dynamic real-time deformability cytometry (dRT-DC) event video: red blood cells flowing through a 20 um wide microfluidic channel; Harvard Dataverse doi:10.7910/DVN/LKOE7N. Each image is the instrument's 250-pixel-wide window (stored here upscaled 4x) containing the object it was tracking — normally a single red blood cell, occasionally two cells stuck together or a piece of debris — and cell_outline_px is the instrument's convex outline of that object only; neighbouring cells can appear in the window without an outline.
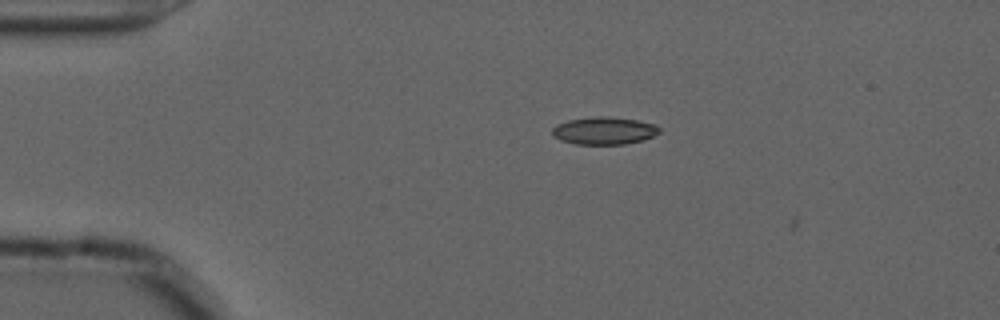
{"species": "common noctule bat (a hibernating species)", "species_latin": "Nyctalus noctula", "temperature_condition": "cold", "stored_images_in_passage": 6, "camera_frame_rate_fps": 3000, "um_per_image_px": 0.085, "animal": {"sex": "male", "forearm_length_mm": 52.5}, "frame": {"image": 1, "passage_image": 5, "time_ms": 1.333, "image_size_px": [1000, 320], "cell_outline_px": [[660, 132], [644, 140], [624, 144], [576, 144], [560, 140], [552, 136], [552, 128], [556, 124], [568, 120], [596, 116], [608, 116], [636, 120], [656, 124], [660, 128]], "centroid_in_image_um": [51.34, 11.11], "position_along_channel_um": 33.7, "area_um2": 17.28}}